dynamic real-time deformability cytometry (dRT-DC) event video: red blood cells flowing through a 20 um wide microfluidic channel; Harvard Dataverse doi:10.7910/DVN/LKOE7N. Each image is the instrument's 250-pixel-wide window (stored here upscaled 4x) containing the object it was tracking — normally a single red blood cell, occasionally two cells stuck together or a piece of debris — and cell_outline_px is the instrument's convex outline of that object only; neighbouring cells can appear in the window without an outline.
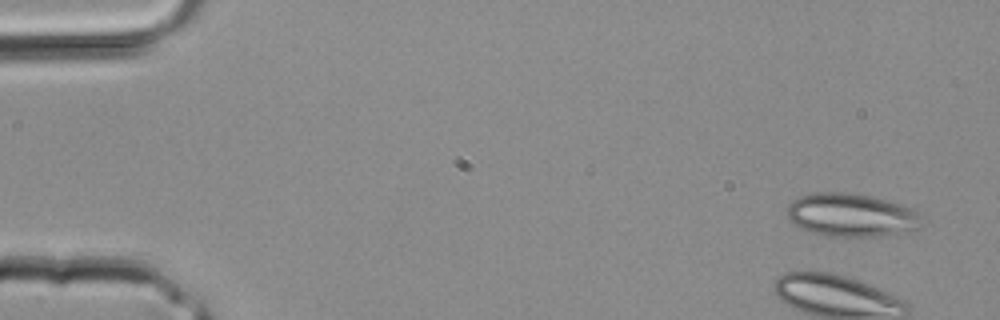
{"species": "common noctule bat (a hibernating species)", "species_latin": "Nyctalus noctula", "temperature_condition": "room temperature", "stored_images_in_passage": 2, "camera_frame_rate_fps": 3000, "um_per_image_px": 0.085, "animal": {"sex": "male", "body_mass_g": 20.4}, "frame": {"image": 1, "passage_image": 1, "time_ms": 0.0, "image_size_px": [1000, 320], "cell_outline_px": [[924, 224], [920, 228], [876, 236], [832, 236], [812, 232], [800, 228], [792, 224], [788, 220], [788, 204], [792, 200], [800, 196], [820, 192], [844, 192], [892, 200], [916, 208]], "centroid_in_image_um": [72.39, 18.26], "position_along_channel_um": 12.6, "area_um2": 34.1}}